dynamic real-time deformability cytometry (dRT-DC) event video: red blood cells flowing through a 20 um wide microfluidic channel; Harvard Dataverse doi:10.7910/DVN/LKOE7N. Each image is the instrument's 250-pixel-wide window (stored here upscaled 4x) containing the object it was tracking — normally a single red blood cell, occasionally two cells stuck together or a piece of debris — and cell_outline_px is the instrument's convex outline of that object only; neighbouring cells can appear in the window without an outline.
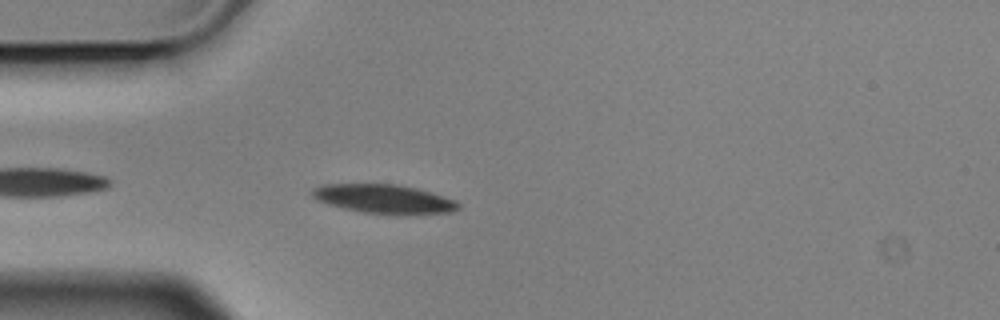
{"species": "Egyptian fruit bat (a non-hibernating species)", "species_latin": "Rousettus aegyptiacus", "temperature_condition": "cold", "stored_images_in_passage": 5, "camera_frame_rate_fps": 3000, "um_per_image_px": 0.085, "animal": {"sex": "male"}, "frame": {"image": 1, "passage_image": 5, "time_ms": 1.333, "image_size_px": [1000, 320], "cell_outline_px": [[460, 208], [452, 212], [416, 216], [364, 212], [344, 208], [328, 204], [316, 200], [312, 196], [312, 188], [320, 184], [396, 184], [416, 188], [456, 200], [460, 204]], "centroid_in_image_um": [32.68, 16.93], "position_along_channel_um": 52.3, "area_um2": 25.03}}